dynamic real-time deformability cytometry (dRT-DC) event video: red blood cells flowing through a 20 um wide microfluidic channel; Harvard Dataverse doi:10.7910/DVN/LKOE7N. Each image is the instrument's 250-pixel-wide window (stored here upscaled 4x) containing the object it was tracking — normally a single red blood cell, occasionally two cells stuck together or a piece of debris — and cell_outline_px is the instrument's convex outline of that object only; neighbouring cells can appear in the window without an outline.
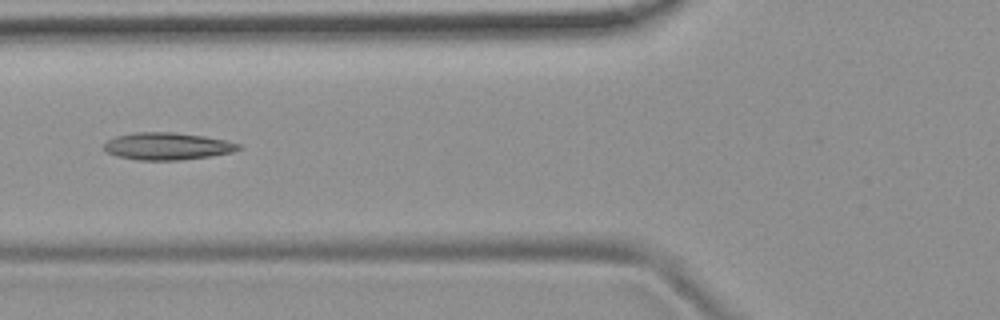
{"species": "common noctule bat (a hibernating species)", "species_latin": "Nyctalus noctula", "temperature_condition": "room temperature", "stored_images_in_passage": 22, "camera_frame_rate_fps": 3000, "um_per_image_px": 0.085, "animal": {"sex": "female", "body_mass_g": 19.9}, "frame": {"image": 1, "passage_image": 4, "time_ms": 1.0, "image_size_px": [1000, 320], "cell_outline_px": [[240, 148], [232, 152], [208, 156], [180, 160], [140, 160], [116, 156], [108, 152], [104, 148], [104, 144], [108, 140], [116, 136], [136, 132], [172, 132], [204, 136], [224, 140], [240, 144]], "centroid_in_image_um": [14.2, 12.42], "position_along_channel_um": 111.6, "area_um2": 21.1}}
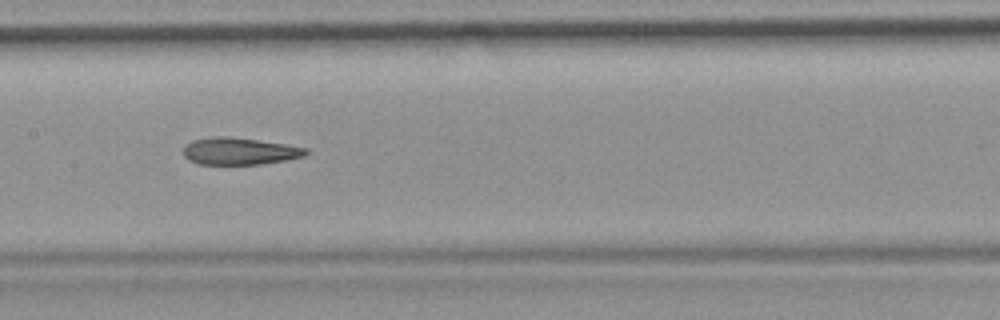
{"frame": {"image": 2, "passage_image": 10, "time_ms": 3.0, "image_size_px": [1000, 320], "cell_outline_px": [[312, 152], [304, 156], [284, 160], [260, 164], [200, 164], [188, 160], [184, 156], [184, 144], [192, 140], [212, 136], [228, 136], [284, 144], [308, 148]], "centroid_in_image_um": [20.34, 12.84], "position_along_channel_um": 187.1, "area_um2": 19.36}}
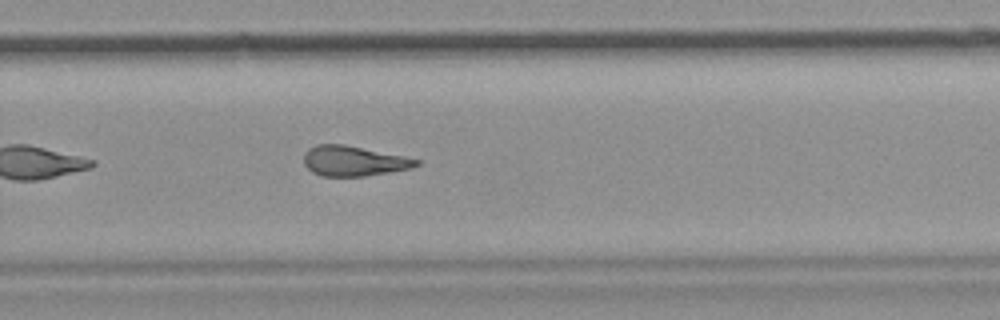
{"frame": {"image": 3, "passage_image": 19, "time_ms": 6.0, "image_size_px": [1000, 320], "cell_outline_px": [[420, 164], [412, 168], [364, 176], [320, 176], [312, 172], [304, 164], [304, 152], [308, 148], [316, 144], [344, 144], [404, 156], [420, 160]], "centroid_in_image_um": [30.04, 13.68], "position_along_channel_um": 299.8, "area_um2": 19.77}}